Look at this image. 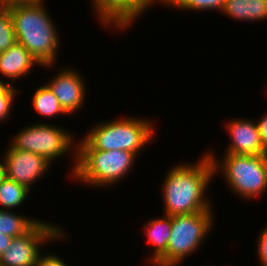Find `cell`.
Wrapping results in <instances>:
<instances>
[{"label": "cell", "instance_id": "6da1fadb", "mask_svg": "<svg viewBox=\"0 0 267 266\" xmlns=\"http://www.w3.org/2000/svg\"><path fill=\"white\" fill-rule=\"evenodd\" d=\"M181 163L170 168L162 181L164 215L192 214L214 209L213 199L206 195L215 178L210 157L205 152L195 163Z\"/></svg>", "mask_w": 267, "mask_h": 266}, {"label": "cell", "instance_id": "7a4b0ae2", "mask_svg": "<svg viewBox=\"0 0 267 266\" xmlns=\"http://www.w3.org/2000/svg\"><path fill=\"white\" fill-rule=\"evenodd\" d=\"M44 1L9 2L16 40L36 61L53 70L60 48V33Z\"/></svg>", "mask_w": 267, "mask_h": 266}, {"label": "cell", "instance_id": "3957f363", "mask_svg": "<svg viewBox=\"0 0 267 266\" xmlns=\"http://www.w3.org/2000/svg\"><path fill=\"white\" fill-rule=\"evenodd\" d=\"M114 119L90 126L86 135L77 141V150H127L138 157L156 136L155 120L138 116Z\"/></svg>", "mask_w": 267, "mask_h": 266}, {"label": "cell", "instance_id": "277c9868", "mask_svg": "<svg viewBox=\"0 0 267 266\" xmlns=\"http://www.w3.org/2000/svg\"><path fill=\"white\" fill-rule=\"evenodd\" d=\"M206 153L213 164L214 177L222 174L229 190L239 199L251 201L267 192V155L223 153L218 157L213 150Z\"/></svg>", "mask_w": 267, "mask_h": 266}, {"label": "cell", "instance_id": "5b68a950", "mask_svg": "<svg viewBox=\"0 0 267 266\" xmlns=\"http://www.w3.org/2000/svg\"><path fill=\"white\" fill-rule=\"evenodd\" d=\"M71 177L81 184L104 189L114 187L132 173L137 156L127 150H76Z\"/></svg>", "mask_w": 267, "mask_h": 266}, {"label": "cell", "instance_id": "8992f818", "mask_svg": "<svg viewBox=\"0 0 267 266\" xmlns=\"http://www.w3.org/2000/svg\"><path fill=\"white\" fill-rule=\"evenodd\" d=\"M213 211L173 215L167 251L152 266H178L200 250L214 227Z\"/></svg>", "mask_w": 267, "mask_h": 266}, {"label": "cell", "instance_id": "52a82bcc", "mask_svg": "<svg viewBox=\"0 0 267 266\" xmlns=\"http://www.w3.org/2000/svg\"><path fill=\"white\" fill-rule=\"evenodd\" d=\"M50 121L29 123L24 126L16 135L10 139V145L18 150L28 151L38 154L47 159L51 164L71 153L73 159L70 167V176L73 174L76 166L77 140L75 135L61 125L49 124ZM70 132V133H69ZM74 136V137H73ZM74 150V151H73ZM73 152V153H72ZM59 157V158H58Z\"/></svg>", "mask_w": 267, "mask_h": 266}, {"label": "cell", "instance_id": "ba28073f", "mask_svg": "<svg viewBox=\"0 0 267 266\" xmlns=\"http://www.w3.org/2000/svg\"><path fill=\"white\" fill-rule=\"evenodd\" d=\"M60 224L51 221H38L28 232L14 237L0 256L4 266H36L43 246L50 242L63 241L68 236ZM47 242V243H46Z\"/></svg>", "mask_w": 267, "mask_h": 266}, {"label": "cell", "instance_id": "9c48e42d", "mask_svg": "<svg viewBox=\"0 0 267 266\" xmlns=\"http://www.w3.org/2000/svg\"><path fill=\"white\" fill-rule=\"evenodd\" d=\"M90 3L101 26L119 32L128 31L139 16L156 5L154 0H91Z\"/></svg>", "mask_w": 267, "mask_h": 266}, {"label": "cell", "instance_id": "30bf717a", "mask_svg": "<svg viewBox=\"0 0 267 266\" xmlns=\"http://www.w3.org/2000/svg\"><path fill=\"white\" fill-rule=\"evenodd\" d=\"M6 149L2 159L7 178L26 186L29 190L52 168L51 163L38 154L15 149L10 144Z\"/></svg>", "mask_w": 267, "mask_h": 266}, {"label": "cell", "instance_id": "8fae6325", "mask_svg": "<svg viewBox=\"0 0 267 266\" xmlns=\"http://www.w3.org/2000/svg\"><path fill=\"white\" fill-rule=\"evenodd\" d=\"M73 67H64L49 79L45 84L51 89L52 93L58 98L65 112L71 116L80 112L85 105L87 86L86 80L78 70Z\"/></svg>", "mask_w": 267, "mask_h": 266}, {"label": "cell", "instance_id": "7c38bea8", "mask_svg": "<svg viewBox=\"0 0 267 266\" xmlns=\"http://www.w3.org/2000/svg\"><path fill=\"white\" fill-rule=\"evenodd\" d=\"M229 134V145L224 153L236 155H267L255 119L246 117L227 120L225 126Z\"/></svg>", "mask_w": 267, "mask_h": 266}, {"label": "cell", "instance_id": "4fadbf2b", "mask_svg": "<svg viewBox=\"0 0 267 266\" xmlns=\"http://www.w3.org/2000/svg\"><path fill=\"white\" fill-rule=\"evenodd\" d=\"M34 66L42 69L30 52L18 42L0 53V75L3 79H9L7 82L10 81V85H15L16 80L31 75Z\"/></svg>", "mask_w": 267, "mask_h": 266}, {"label": "cell", "instance_id": "5bb4252c", "mask_svg": "<svg viewBox=\"0 0 267 266\" xmlns=\"http://www.w3.org/2000/svg\"><path fill=\"white\" fill-rule=\"evenodd\" d=\"M162 215L159 218L149 219L143 226L147 243L153 247L147 259L151 266L167 251L171 236L172 216Z\"/></svg>", "mask_w": 267, "mask_h": 266}, {"label": "cell", "instance_id": "9a60e30c", "mask_svg": "<svg viewBox=\"0 0 267 266\" xmlns=\"http://www.w3.org/2000/svg\"><path fill=\"white\" fill-rule=\"evenodd\" d=\"M221 13L236 21H264L267 20V0H226Z\"/></svg>", "mask_w": 267, "mask_h": 266}, {"label": "cell", "instance_id": "2e32d148", "mask_svg": "<svg viewBox=\"0 0 267 266\" xmlns=\"http://www.w3.org/2000/svg\"><path fill=\"white\" fill-rule=\"evenodd\" d=\"M31 105L38 115L43 118H57L61 115L65 116L68 114L61 106L58 98L52 93L51 89L44 83L35 88L31 96Z\"/></svg>", "mask_w": 267, "mask_h": 266}, {"label": "cell", "instance_id": "e0dca14e", "mask_svg": "<svg viewBox=\"0 0 267 266\" xmlns=\"http://www.w3.org/2000/svg\"><path fill=\"white\" fill-rule=\"evenodd\" d=\"M41 219L27 217L12 210H0V233L12 238L28 232Z\"/></svg>", "mask_w": 267, "mask_h": 266}, {"label": "cell", "instance_id": "ac0fdd59", "mask_svg": "<svg viewBox=\"0 0 267 266\" xmlns=\"http://www.w3.org/2000/svg\"><path fill=\"white\" fill-rule=\"evenodd\" d=\"M30 193L26 186L7 178L0 186V210L16 211L24 205Z\"/></svg>", "mask_w": 267, "mask_h": 266}, {"label": "cell", "instance_id": "d6986e66", "mask_svg": "<svg viewBox=\"0 0 267 266\" xmlns=\"http://www.w3.org/2000/svg\"><path fill=\"white\" fill-rule=\"evenodd\" d=\"M17 42L9 2L0 0V53Z\"/></svg>", "mask_w": 267, "mask_h": 266}, {"label": "cell", "instance_id": "ffe728a7", "mask_svg": "<svg viewBox=\"0 0 267 266\" xmlns=\"http://www.w3.org/2000/svg\"><path fill=\"white\" fill-rule=\"evenodd\" d=\"M226 0H175L170 8L183 11H216L221 12Z\"/></svg>", "mask_w": 267, "mask_h": 266}, {"label": "cell", "instance_id": "44dd1931", "mask_svg": "<svg viewBox=\"0 0 267 266\" xmlns=\"http://www.w3.org/2000/svg\"><path fill=\"white\" fill-rule=\"evenodd\" d=\"M21 92L14 85H9L3 92L0 93V122H4L8 119L10 120V114L13 112L14 99Z\"/></svg>", "mask_w": 267, "mask_h": 266}, {"label": "cell", "instance_id": "7402d4cb", "mask_svg": "<svg viewBox=\"0 0 267 266\" xmlns=\"http://www.w3.org/2000/svg\"><path fill=\"white\" fill-rule=\"evenodd\" d=\"M264 225L263 229H261L259 235L257 236V255L258 260L260 261L259 265H267V222Z\"/></svg>", "mask_w": 267, "mask_h": 266}, {"label": "cell", "instance_id": "603a6c76", "mask_svg": "<svg viewBox=\"0 0 267 266\" xmlns=\"http://www.w3.org/2000/svg\"><path fill=\"white\" fill-rule=\"evenodd\" d=\"M36 266H68L66 261L54 253H41Z\"/></svg>", "mask_w": 267, "mask_h": 266}, {"label": "cell", "instance_id": "cb8c5ba5", "mask_svg": "<svg viewBox=\"0 0 267 266\" xmlns=\"http://www.w3.org/2000/svg\"><path fill=\"white\" fill-rule=\"evenodd\" d=\"M265 96L267 97L266 94ZM256 122L258 125L263 148L267 152V110L262 114L259 120L256 119Z\"/></svg>", "mask_w": 267, "mask_h": 266}, {"label": "cell", "instance_id": "d4e9b609", "mask_svg": "<svg viewBox=\"0 0 267 266\" xmlns=\"http://www.w3.org/2000/svg\"><path fill=\"white\" fill-rule=\"evenodd\" d=\"M12 239V237L0 233V256L10 245Z\"/></svg>", "mask_w": 267, "mask_h": 266}, {"label": "cell", "instance_id": "484cf974", "mask_svg": "<svg viewBox=\"0 0 267 266\" xmlns=\"http://www.w3.org/2000/svg\"><path fill=\"white\" fill-rule=\"evenodd\" d=\"M7 179L6 167L3 159H0V186Z\"/></svg>", "mask_w": 267, "mask_h": 266}, {"label": "cell", "instance_id": "4316f807", "mask_svg": "<svg viewBox=\"0 0 267 266\" xmlns=\"http://www.w3.org/2000/svg\"><path fill=\"white\" fill-rule=\"evenodd\" d=\"M175 0H160L158 3H157V5L158 4H162L161 6H167L166 8H168L169 9V7H170V5L174 2Z\"/></svg>", "mask_w": 267, "mask_h": 266}, {"label": "cell", "instance_id": "83f0119b", "mask_svg": "<svg viewBox=\"0 0 267 266\" xmlns=\"http://www.w3.org/2000/svg\"><path fill=\"white\" fill-rule=\"evenodd\" d=\"M9 85V82L2 80L0 76V93L3 92Z\"/></svg>", "mask_w": 267, "mask_h": 266}, {"label": "cell", "instance_id": "f1b7e54d", "mask_svg": "<svg viewBox=\"0 0 267 266\" xmlns=\"http://www.w3.org/2000/svg\"><path fill=\"white\" fill-rule=\"evenodd\" d=\"M5 2H29V1H44V0H2Z\"/></svg>", "mask_w": 267, "mask_h": 266}]
</instances>
